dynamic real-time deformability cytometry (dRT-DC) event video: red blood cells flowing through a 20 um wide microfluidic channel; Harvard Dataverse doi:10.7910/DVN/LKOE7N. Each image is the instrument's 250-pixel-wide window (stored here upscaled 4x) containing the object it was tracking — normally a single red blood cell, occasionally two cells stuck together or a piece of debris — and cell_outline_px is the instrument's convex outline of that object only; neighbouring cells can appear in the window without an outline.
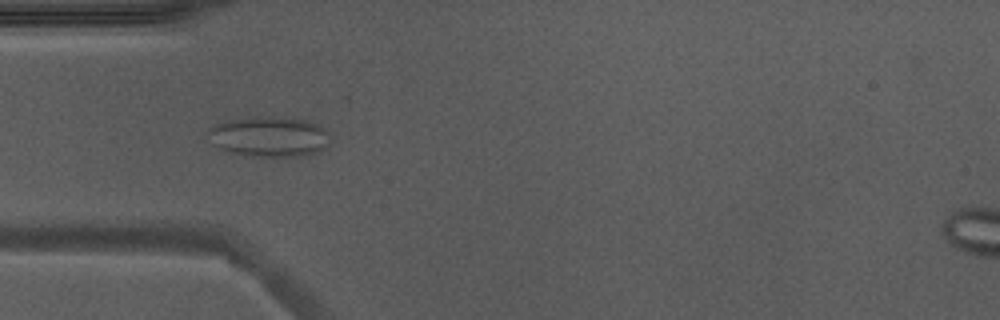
{"species": "Egyptian fruit bat (a non-hibernating species)", "species_latin": "Rousettus aegyptiacus", "temperature_condition": "warm", "stored_images_in_passage": 51, "camera_frame_rate_fps": 3000, "um_per_image_px": 0.085, "animal": {"sex": "male"}, "frame": {"image": 1, "passage_image": 15, "time_ms": 4.667, "image_size_px": [1000, 320], "cell_outline_px": [[328, 144], [320, 152], [304, 156], [252, 156], [228, 152], [212, 144], [208, 132], [216, 124], [228, 120], [252, 116], [284, 116], [304, 120], [316, 124], [324, 128], [328, 132]], "centroid_in_image_um": [22.9, 11.6], "position_along_channel_um": 62.1, "area_um2": 28.84}, "authors_computed_cell_mechanics": {"area_um2": 22.542, "velocity_mm_per_s": 3.9268, "shape_relaxation_time_tau1_ms": null, "shape_relaxation_time_tau2_ms": 1.1515, "deformation_change_tau1": null, "deformation_change_tau2": 0.0732}}